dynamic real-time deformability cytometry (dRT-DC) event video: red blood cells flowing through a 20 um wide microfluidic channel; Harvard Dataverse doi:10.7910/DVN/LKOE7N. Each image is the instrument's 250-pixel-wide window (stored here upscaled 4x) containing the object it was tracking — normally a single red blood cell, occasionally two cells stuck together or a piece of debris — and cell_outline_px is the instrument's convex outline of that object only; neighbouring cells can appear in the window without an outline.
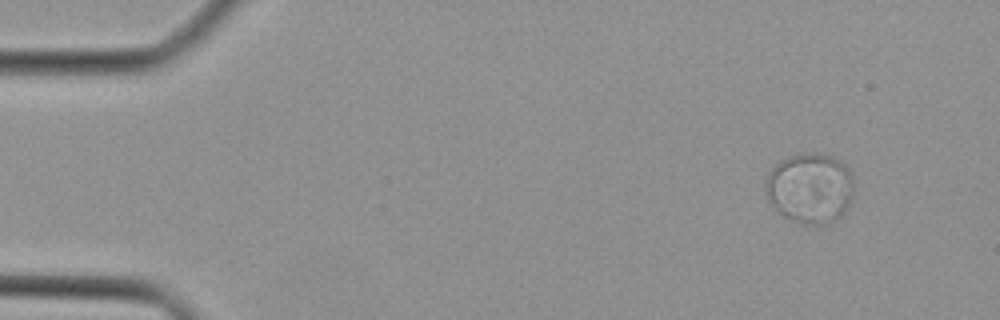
{"species": "Egyptian fruit bat (a non-hibernating species)", "species_latin": "Rousettus aegyptiacus", "temperature_condition": "cold", "stored_images_in_passage": 41, "camera_frame_rate_fps": 3000, "um_per_image_px": 0.085, "animal": {"sex": "female"}, "frame": {"image": 1, "passage_image": 1, "time_ms": 0.0, "image_size_px": [1000, 320], "cell_outline_px": [[852, 200], [848, 208], [836, 220], [824, 224], [804, 224], [784, 216], [768, 200], [764, 192], [764, 180], [768, 172], [780, 160], [788, 156], [804, 152], [816, 152], [832, 156], [844, 164], [852, 172]], "centroid_in_image_um": [68.84, 15.96], "position_along_channel_um": 16.2, "area_um2": 36.59}}
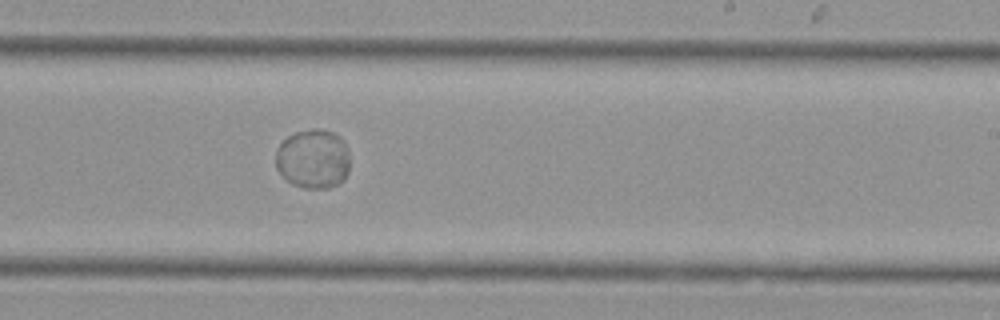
{"frame": {"image": 2, "passage_image": 24, "time_ms": 7.667, "image_size_px": [1000, 320], "cell_outline_px": [[348, 172], [344, 180], [328, 188], [304, 188], [292, 184], [276, 168], [276, 148], [288, 136], [296, 132], [312, 128], [320, 128], [332, 132], [340, 136], [344, 140], [348, 152]], "centroid_in_image_um": [26.62, 13.49], "position_along_channel_um": 262.4, "area_um2": 25.72}}
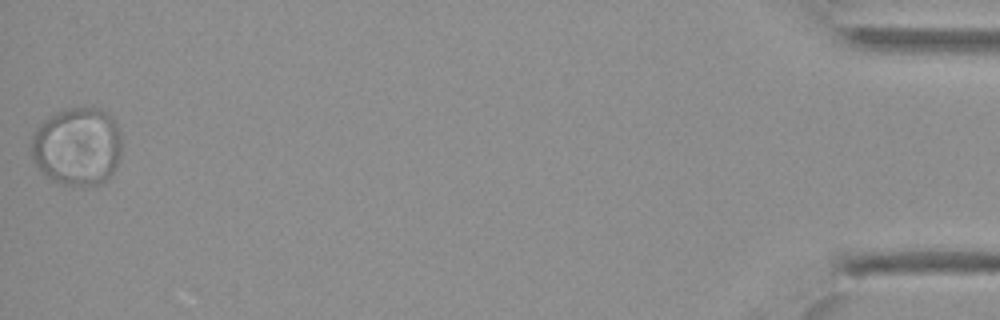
{"frame": {"image": 3, "passage_image": 41, "time_ms": 13.333, "image_size_px": [1000, 320], "cell_outline_px": [[120, 156], [112, 172], [100, 184], [64, 184], [52, 180], [36, 164], [32, 156], [32, 136], [36, 128], [44, 120], [60, 112], [72, 108], [96, 108], [104, 112], [116, 124], [120, 136]], "centroid_in_image_um": [6.55, 12.44], "position_along_channel_um": 428.6, "area_um2": 40.06}}